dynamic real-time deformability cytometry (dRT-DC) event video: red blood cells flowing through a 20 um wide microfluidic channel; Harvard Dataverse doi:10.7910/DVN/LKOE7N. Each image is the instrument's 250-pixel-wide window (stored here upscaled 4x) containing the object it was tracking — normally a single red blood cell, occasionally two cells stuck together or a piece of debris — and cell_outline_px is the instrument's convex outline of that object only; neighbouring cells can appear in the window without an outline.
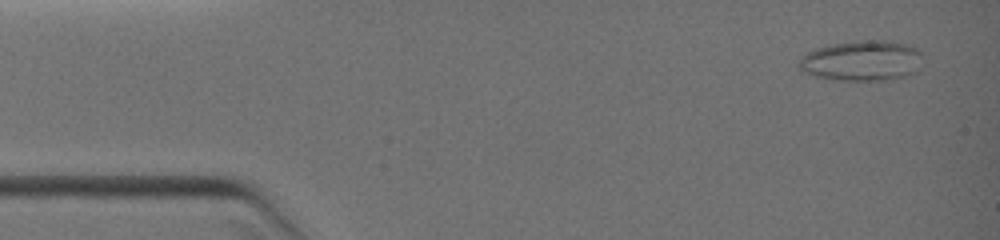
{"species": "common noctule bat (a hibernating species)", "species_latin": "Nyctalus noctula", "temperature_condition": "warm", "stored_images_in_passage": 27, "camera_frame_rate_fps": 3000, "um_per_image_px": 0.085, "animal": {"sex": "female", "body_mass_g": 19.0, "forearm_length_mm": 51.5}, "frame": {"image": 1, "passage_image": 1, "time_ms": 0.0, "image_size_px": [1000, 240], "cell_outline_px": [[924, 56], [916, 72], [904, 76], [884, 80], [836, 80], [816, 76], [804, 72], [796, 64], [808, 52], [816, 48], [832, 44], [864, 40], [884, 40], [908, 44], [920, 48], [924, 52]], "centroid_in_image_um": [73.33, 5.15], "position_along_channel_um": 11.7, "area_um2": 29.3}}
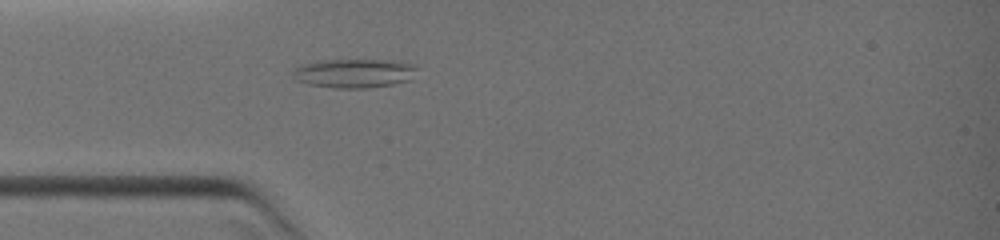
{"frame": {"image": 2, "passage_image": 18, "time_ms": 3.0, "image_size_px": [1000, 240], "cell_outline_px": [[416, 68], [412, 80], [392, 84], [368, 88], [332, 88], [308, 84], [296, 80], [292, 72], [300, 64], [324, 60], [360, 56], [404, 60], [416, 64]], "centroid_in_image_um": [30.19, 6.15], "position_along_channel_um": 54.8, "area_um2": 22.43}}